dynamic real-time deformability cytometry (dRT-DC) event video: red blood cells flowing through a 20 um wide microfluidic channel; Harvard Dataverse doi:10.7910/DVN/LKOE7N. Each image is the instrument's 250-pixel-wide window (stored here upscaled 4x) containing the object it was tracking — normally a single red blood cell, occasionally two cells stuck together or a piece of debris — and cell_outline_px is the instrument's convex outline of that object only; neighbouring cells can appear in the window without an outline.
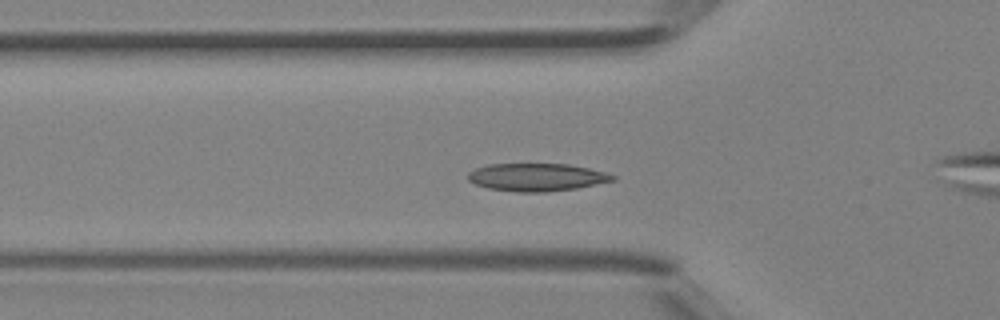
{"species": "Egyptian fruit bat (a non-hibernating species)", "species_latin": "Rousettus aegyptiacus", "temperature_condition": "room temperature", "stored_images_in_passage": 32, "camera_frame_rate_fps": 3000, "um_per_image_px": 0.085, "animal": {"sex": "female"}, "frame": {"image": 1, "passage_image": 7, "time_ms": 2.0, "image_size_px": [1000, 320], "cell_outline_px": [[616, 180], [576, 188], [544, 192], [516, 192], [488, 188], [476, 184], [468, 180], [468, 172], [476, 168], [488, 164], [568, 164], [588, 168], [604, 172], [616, 176]], "centroid_in_image_um": [45.61, 15.06], "position_along_channel_um": 80.2, "area_um2": 23.29}}
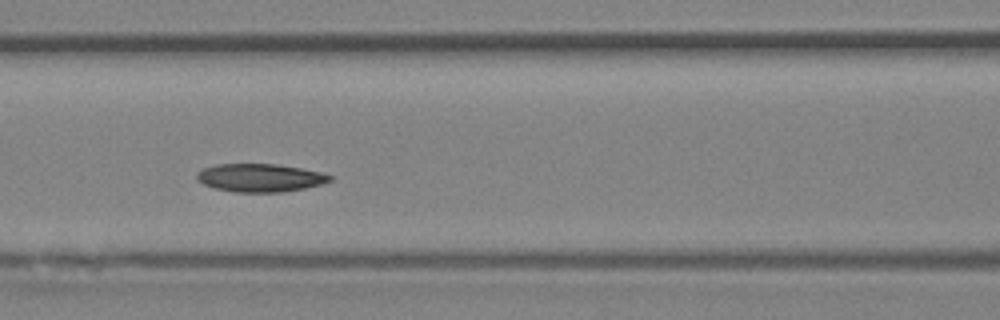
{"frame": {"image": 2, "passage_image": 11, "time_ms": 3.333, "image_size_px": [1000, 320], "cell_outline_px": [[332, 180], [320, 184], [304, 188], [284, 192], [232, 192], [216, 188], [204, 184], [196, 180], [196, 172], [204, 168], [216, 164], [276, 164], [300, 168], [320, 172], [332, 176]], "centroid_in_image_um": [22.07, 15.11], "position_along_channel_um": 144.5, "area_um2": 21.73}}
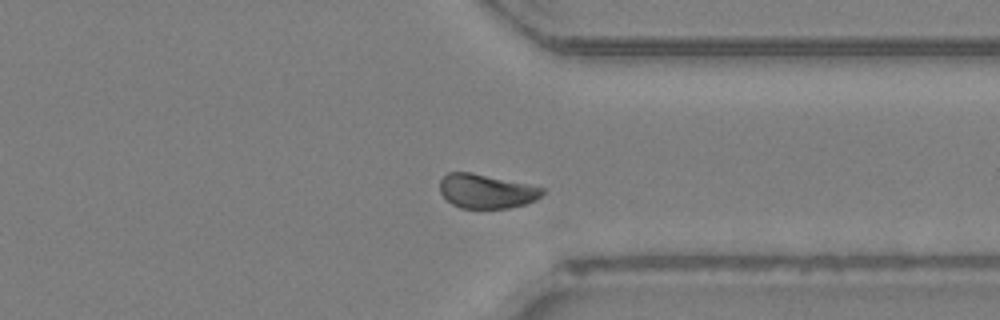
{"frame": {"image": 3, "passage_image": 25, "time_ms": 8.0, "image_size_px": [1000, 320], "cell_outline_px": [[544, 192], [536, 200], [524, 204], [508, 208], [460, 208], [452, 204], [440, 192], [440, 180], [448, 172], [472, 172], [544, 188]], "centroid_in_image_um": [41.32, 16.25], "position_along_channel_um": 370.1, "area_um2": 20.23}}